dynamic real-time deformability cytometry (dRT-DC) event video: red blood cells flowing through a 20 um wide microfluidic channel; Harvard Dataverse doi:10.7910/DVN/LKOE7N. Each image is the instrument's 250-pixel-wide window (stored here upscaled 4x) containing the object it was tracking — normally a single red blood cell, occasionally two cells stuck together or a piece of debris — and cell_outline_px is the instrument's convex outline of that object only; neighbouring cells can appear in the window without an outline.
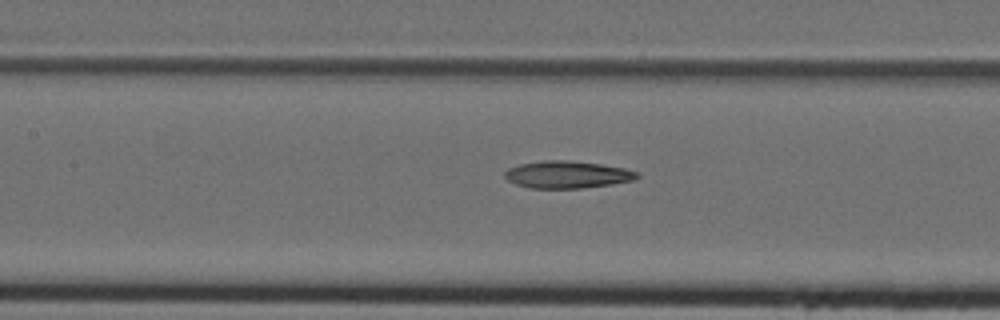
{"species": "Egyptian fruit bat (a non-hibernating species)", "species_latin": "Rousettus aegyptiacus", "temperature_condition": "cold", "stored_images_in_passage": 13, "camera_frame_rate_fps": 3000, "um_per_image_px": 0.085, "animal": {"sex": "female"}, "frame": {"image": 1, "passage_image": 11, "time_ms": 3.333, "image_size_px": [1000, 320], "cell_outline_px": [[640, 176], [636, 180], [612, 184], [584, 188], [528, 188], [516, 184], [508, 180], [504, 176], [504, 172], [508, 168], [520, 164], [544, 160], [568, 160], [600, 164], [624, 168], [636, 172]], "centroid_in_image_um": [48.21, 14.84], "position_along_channel_um": 159.2, "area_um2": 21.04}}